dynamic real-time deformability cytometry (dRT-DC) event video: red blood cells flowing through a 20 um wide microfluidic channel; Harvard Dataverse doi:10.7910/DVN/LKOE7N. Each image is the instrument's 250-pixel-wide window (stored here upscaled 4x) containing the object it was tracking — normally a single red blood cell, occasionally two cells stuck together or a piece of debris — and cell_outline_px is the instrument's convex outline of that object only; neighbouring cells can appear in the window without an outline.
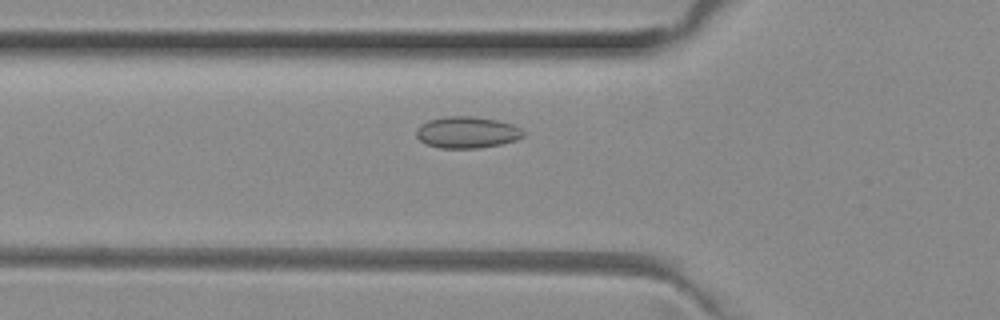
{"species": "common noctule bat (a hibernating species)", "species_latin": "Nyctalus noctula", "temperature_condition": "room temperature", "stored_images_in_passage": 51, "camera_frame_rate_fps": 3000, "um_per_image_px": 0.085, "animal": {"sex": "female", "body_mass_g": 29.2, "forearm_length_mm": 56.3}, "frame": {"image": 1, "passage_image": 16, "time_ms": 5.0, "image_size_px": [1000, 320], "cell_outline_px": [[524, 136], [516, 140], [500, 144], [476, 148], [440, 148], [428, 144], [420, 140], [416, 136], [416, 132], [420, 124], [428, 120], [444, 116], [472, 116], [496, 120], [512, 124], [520, 128], [524, 132]], "centroid_in_image_um": [39.68, 11.24], "position_along_channel_um": 86.1, "area_um2": 19.59}}
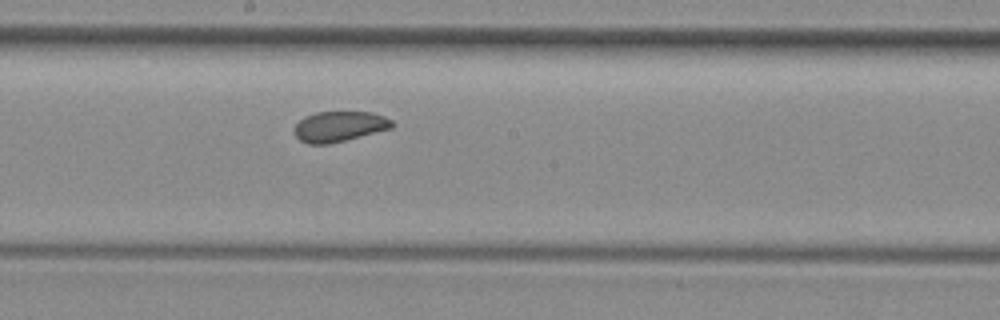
{"frame": {"image": 2, "passage_image": 26, "time_ms": 8.333, "image_size_px": [1000, 320], "cell_outline_px": [[396, 124], [392, 128], [328, 144], [308, 144], [300, 140], [292, 132], [296, 124], [304, 116], [316, 112], [372, 112], [384, 116], [392, 120]], "centroid_in_image_um": [28.83, 10.74], "position_along_channel_um": 219.4, "area_um2": 17.34}}
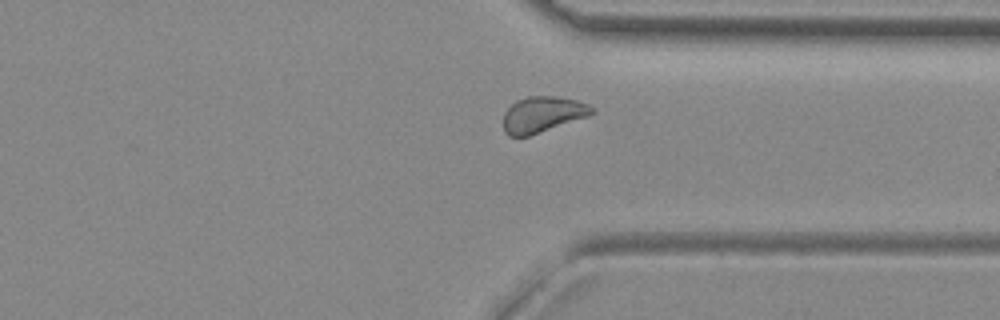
{"frame": {"image": 3, "passage_image": 37, "time_ms": 12.0, "image_size_px": [1000, 320], "cell_outline_px": [[596, 112], [588, 116], [528, 136], [508, 136], [504, 132], [504, 112], [516, 100], [528, 96], [556, 96], [576, 100], [588, 104]], "centroid_in_image_um": [46.1, 9.72], "position_along_channel_um": 365.3, "area_um2": 18.38}}